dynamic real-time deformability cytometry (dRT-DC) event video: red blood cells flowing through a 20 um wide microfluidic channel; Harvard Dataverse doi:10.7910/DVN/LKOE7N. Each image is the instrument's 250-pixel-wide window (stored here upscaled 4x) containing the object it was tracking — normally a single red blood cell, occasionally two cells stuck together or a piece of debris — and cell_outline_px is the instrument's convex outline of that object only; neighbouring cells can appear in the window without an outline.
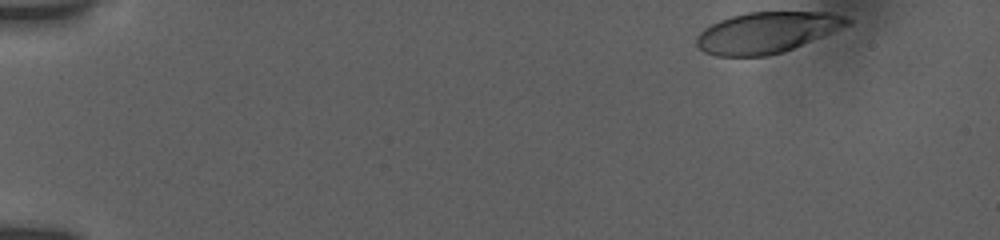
{"species": "human", "species_latin": "Homo sapiens", "temperature_condition": "room temperature", "stored_images_in_passage": 43, "camera_frame_rate_fps": 3000, "um_per_image_px": 0.085, "donor": {"sex": "female"}, "frame": {"image": 1, "passage_image": 1, "time_ms": 0.0, "image_size_px": [1000, 240], "cell_outline_px": [[852, 24], [784, 52], [768, 56], [716, 56], [704, 52], [696, 44], [696, 36], [704, 28], [720, 20], [732, 16], [748, 12], [828, 12], [844, 16], [852, 20]], "centroid_in_image_um": [65.19, 2.76], "position_along_channel_um": 19.8, "area_um2": 36.01}}
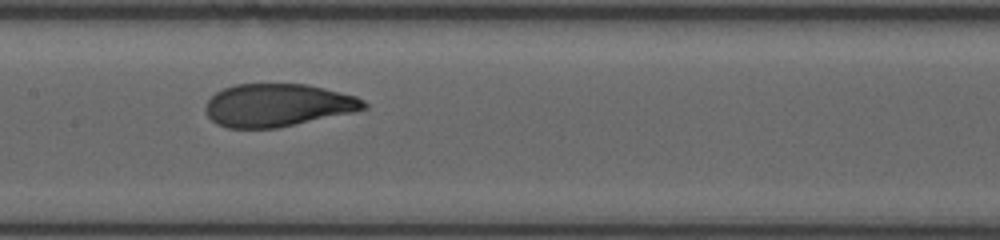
{"frame": {"image": 2, "passage_image": 24, "time_ms": 7.667, "image_size_px": [1000, 240], "cell_outline_px": [[368, 108], [352, 112], [276, 128], [228, 128], [216, 124], [208, 116], [204, 108], [208, 100], [216, 92], [224, 88], [236, 84], [308, 84], [356, 96], [364, 100], [368, 104]], "centroid_in_image_um": [23.59, 8.94], "position_along_channel_um": 183.8, "area_um2": 39.36}}
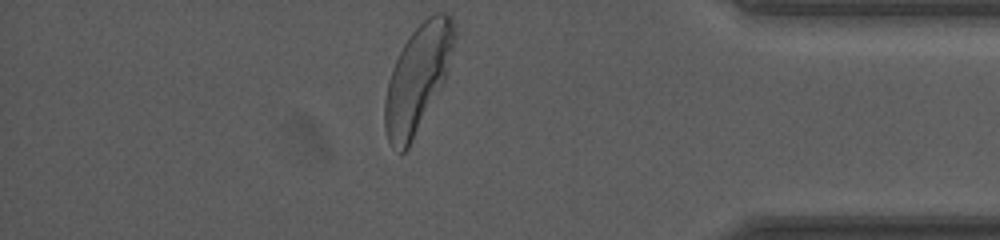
{"frame": {"image": 3, "passage_image": 43, "time_ms": 14.0, "image_size_px": [1000, 240], "cell_outline_px": [[456, 36], [444, 80], [440, 88], [408, 148], [404, 152], [400, 152], [392, 148], [388, 140], [384, 128], [384, 100], [388, 80], [392, 68], [408, 36], [432, 12], [444, 12], [452, 16], [456, 32]], "centroid_in_image_um": [35.48, 6.64], "position_along_channel_um": 399.7, "area_um2": 42.71}, "authors_computed_cell_mechanics": {"area_um2": 40.171, "velocity_mm_per_s": 3.815, "shape_relaxation_time_tau1_ms": 3.1913, "shape_relaxation_time_tau2_ms": null, "deformation_change_tau1": 0.1832, "deformation_change_tau2": null}}